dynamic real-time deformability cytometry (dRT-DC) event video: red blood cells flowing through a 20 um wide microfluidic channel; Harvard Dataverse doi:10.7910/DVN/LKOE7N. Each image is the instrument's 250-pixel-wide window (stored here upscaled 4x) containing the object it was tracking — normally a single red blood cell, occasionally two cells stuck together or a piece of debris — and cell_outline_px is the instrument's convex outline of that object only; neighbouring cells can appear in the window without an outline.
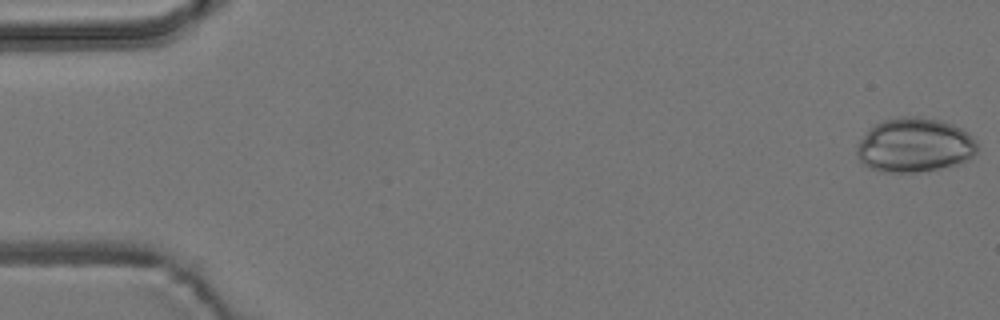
{"species": "common noctule bat (a hibernating species)", "species_latin": "Nyctalus noctula", "temperature_condition": "room temperature", "stored_images_in_passage": 6, "camera_frame_rate_fps": 3000, "um_per_image_px": 0.085, "animal": {"sex": "male", "body_mass_g": 19.2, "forearm_length_mm": 51.8}, "frame": {"image": 1, "passage_image": 1, "time_ms": 0.0, "image_size_px": [1000, 320], "cell_outline_px": [[976, 152], [968, 160], [960, 164], [940, 168], [916, 172], [884, 172], [868, 168], [856, 156], [856, 148], [860, 140], [868, 128], [884, 120], [900, 116], [920, 116], [940, 120], [952, 124], [968, 132], [976, 140]], "centroid_in_image_um": [77.73, 12.33], "position_along_channel_um": 7.3, "area_um2": 38.38}}